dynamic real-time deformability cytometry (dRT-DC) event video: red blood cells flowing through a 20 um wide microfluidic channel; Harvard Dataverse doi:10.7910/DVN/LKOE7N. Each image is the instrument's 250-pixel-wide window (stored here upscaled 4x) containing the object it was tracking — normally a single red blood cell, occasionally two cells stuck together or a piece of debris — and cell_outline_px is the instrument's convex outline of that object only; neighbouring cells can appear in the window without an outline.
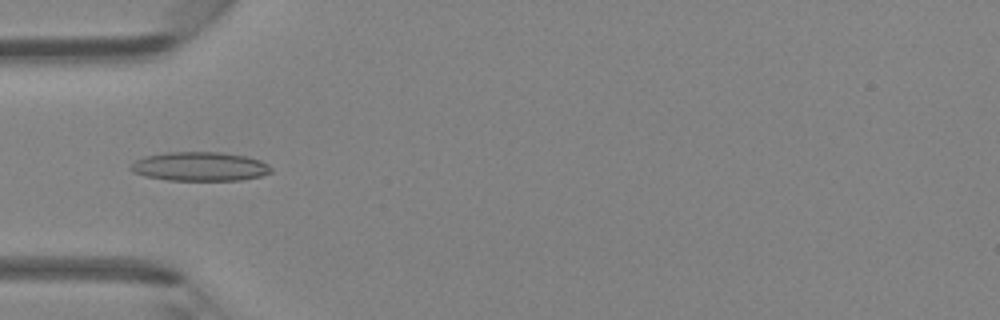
{"species": "Egyptian fruit bat (a non-hibernating species)", "species_latin": "Rousettus aegyptiacus", "temperature_condition": "room temperature", "stored_images_in_passage": 45, "camera_frame_rate_fps": 3000, "um_per_image_px": 0.085, "animal": {"sex": "female"}, "frame": {"image": 1, "passage_image": 14, "time_ms": 4.333, "image_size_px": [1000, 320], "cell_outline_px": [[272, 172], [260, 176], [240, 180], [168, 180], [144, 176], [132, 172], [128, 168], [136, 160], [144, 156], [168, 152], [224, 152], [248, 156], [260, 160], [268, 164], [272, 168]], "centroid_in_image_um": [16.99, 14.14], "position_along_channel_um": 68.0, "area_um2": 23.93}}
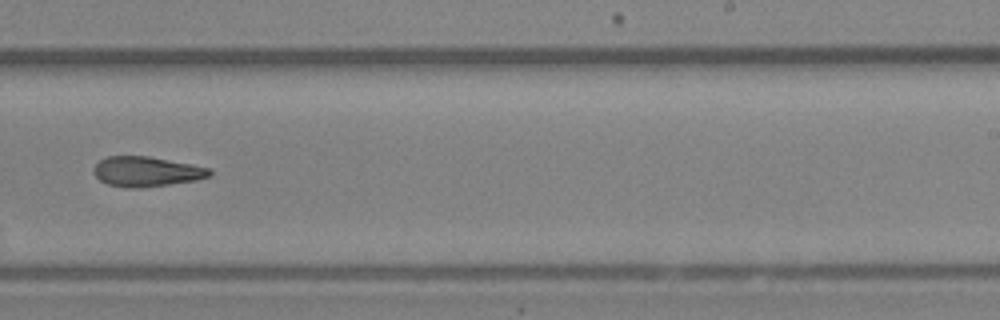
{"frame": {"image": 2, "passage_image": 28, "time_ms": 9.0, "image_size_px": [1000, 320], "cell_outline_px": [[212, 176], [196, 180], [140, 188], [128, 188], [108, 184], [100, 180], [92, 172], [92, 168], [100, 160], [108, 156], [148, 156], [192, 164], [212, 168]], "centroid_in_image_um": [12.47, 14.58], "position_along_channel_um": 276.5, "area_um2": 20.35}}
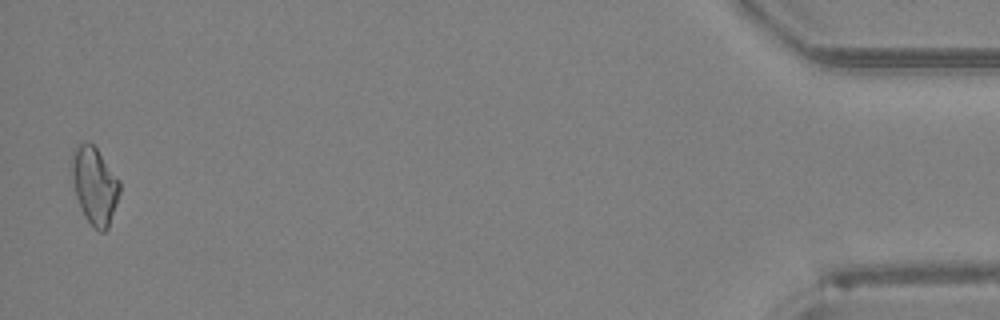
{"frame": {"image": 3, "passage_image": 44, "time_ms": 14.333, "image_size_px": [1000, 320], "cell_outline_px": [[120, 192], [108, 228], [104, 232], [100, 232], [84, 216], [76, 196], [72, 180], [72, 152], [84, 140], [88, 140], [96, 148], [120, 180]], "centroid_in_image_um": [8.04, 15.75], "position_along_channel_um": 427.2, "area_um2": 21.33}}